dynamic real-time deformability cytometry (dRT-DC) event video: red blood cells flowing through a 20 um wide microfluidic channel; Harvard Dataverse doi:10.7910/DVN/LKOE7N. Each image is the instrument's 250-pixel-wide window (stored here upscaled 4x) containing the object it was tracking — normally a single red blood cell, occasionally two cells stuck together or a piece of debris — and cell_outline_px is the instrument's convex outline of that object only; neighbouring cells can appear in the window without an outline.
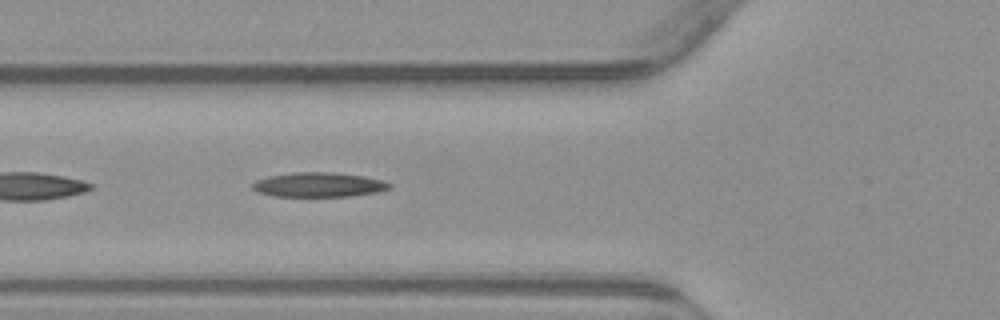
{"species": "common noctule bat (a hibernating species)", "species_latin": "Nyctalus noctula", "temperature_condition": "warm", "stored_images_in_passage": 11, "camera_frame_rate_fps": 3000, "um_per_image_px": 0.085, "animal": {"sex": "male", "body_mass_g": 23.1, "forearm_length_mm": 52.7}, "frame": {"image": 1, "passage_image": 5, "time_ms": 1.333, "image_size_px": [1000, 320], "cell_outline_px": [[392, 188], [376, 192], [348, 196], [272, 196], [256, 192], [252, 188], [252, 184], [256, 180], [268, 176], [296, 172], [328, 172], [360, 176], [380, 180], [392, 184]], "centroid_in_image_um": [27.03, 15.71], "position_along_channel_um": 98.8, "area_um2": 19.36}}
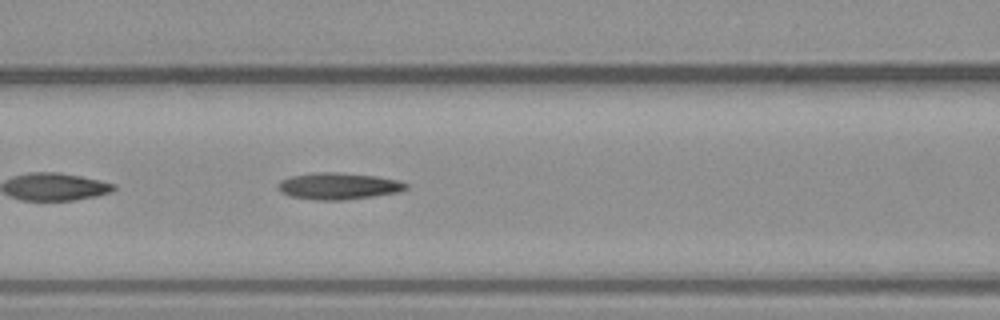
{"frame": {"image": 2, "passage_image": 8, "time_ms": 2.333, "image_size_px": [1000, 320], "cell_outline_px": [[408, 188], [400, 192], [344, 200], [316, 200], [292, 196], [280, 192], [276, 188], [276, 184], [280, 180], [292, 176], [316, 172], [336, 172], [376, 176], [396, 180], [408, 184]], "centroid_in_image_um": [28.74, 15.81], "position_along_channel_um": 137.9, "area_um2": 19.88}}